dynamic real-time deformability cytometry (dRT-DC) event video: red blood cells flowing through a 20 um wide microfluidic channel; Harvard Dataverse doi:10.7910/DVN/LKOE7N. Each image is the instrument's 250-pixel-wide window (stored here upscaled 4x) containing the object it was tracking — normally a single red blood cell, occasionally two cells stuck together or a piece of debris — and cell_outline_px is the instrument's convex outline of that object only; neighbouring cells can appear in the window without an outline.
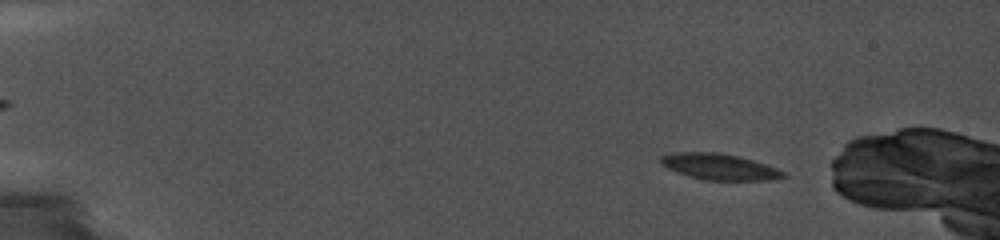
{"species": "common noctule bat (a hibernating species)", "species_latin": "Nyctalus noctula", "temperature_condition": "cold", "stored_images_in_passage": 39, "camera_frame_rate_fps": 5000, "um_per_image_px": 0.085, "animal": {"sex": "female", "body_mass_g": 19.0, "forearm_length_mm": 56.7}, "frame": {"image": 1, "passage_image": 4, "time_ms": 1.2, "image_size_px": [1000, 240], "cell_outline_px": [[788, 176], [768, 180], [704, 180], [676, 172], [668, 168], [660, 160], [660, 156], [676, 152], [720, 152], [752, 160], [788, 172]], "centroid_in_image_um": [61.18, 14.17], "position_along_channel_um": 23.8, "area_um2": 18.5}}
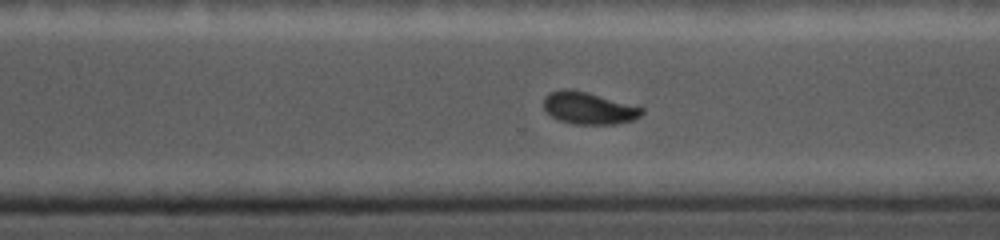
{"frame": {"image": 2, "passage_image": 30, "time_ms": 12.2, "image_size_px": [1000, 240], "cell_outline_px": [[644, 112], [640, 116], [632, 120], [616, 124], [572, 124], [560, 120], [552, 116], [544, 108], [544, 96], [552, 92], [564, 88], [568, 88], [584, 92], [644, 108]], "centroid_in_image_um": [50.03, 9.2], "position_along_channel_um": 320.6, "area_um2": 17.98}}
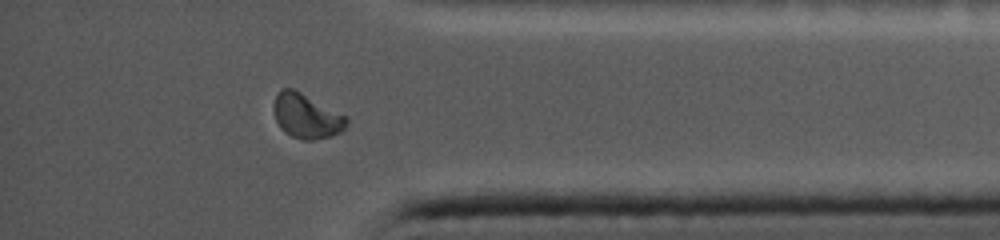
{"frame": {"image": 3, "passage_image": 36, "time_ms": 14.6, "image_size_px": [1000, 240], "cell_outline_px": [[348, 120], [344, 128], [340, 132], [332, 136], [312, 140], [304, 140], [292, 136], [284, 132], [280, 128], [276, 120], [276, 96], [280, 88], [292, 88], [348, 116]], "centroid_in_image_um": [26.08, 9.88], "position_along_channel_um": 409.1, "area_um2": 18.61}}